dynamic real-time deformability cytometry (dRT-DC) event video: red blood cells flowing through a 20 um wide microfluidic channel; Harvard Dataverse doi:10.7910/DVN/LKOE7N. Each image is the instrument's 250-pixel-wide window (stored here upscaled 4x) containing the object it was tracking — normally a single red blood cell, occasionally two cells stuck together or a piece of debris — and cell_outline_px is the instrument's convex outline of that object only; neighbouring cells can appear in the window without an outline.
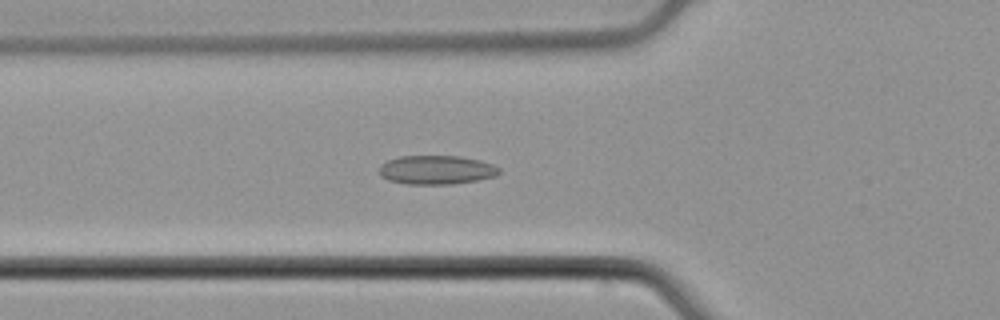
{"species": "common noctule bat (a hibernating species)", "species_latin": "Nyctalus noctula", "temperature_condition": "cold", "stored_images_in_passage": 41, "camera_frame_rate_fps": 3000, "um_per_image_px": 0.085, "animal": {"sex": "male", "body_mass_g": 21.5, "forearm_length_mm": 52.0}, "frame": {"image": 1, "passage_image": 14, "time_ms": 4.333, "image_size_px": [1000, 320], "cell_outline_px": [[500, 172], [496, 176], [476, 180], [452, 184], [408, 184], [388, 180], [380, 176], [380, 164], [388, 160], [400, 156], [460, 156], [480, 160], [492, 164], [500, 168]], "centroid_in_image_um": [37.09, 14.44], "position_along_channel_um": 88.7, "area_um2": 20.23}}
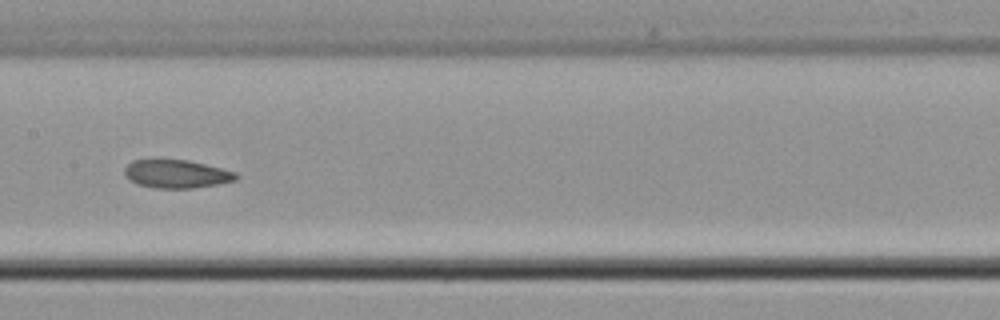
{"frame": {"image": 2, "passage_image": 22, "time_ms": 7.0, "image_size_px": [1000, 320], "cell_outline_px": [[240, 176], [236, 180], [216, 184], [192, 188], [156, 188], [136, 184], [124, 172], [124, 168], [132, 160], [152, 156], [188, 160], [236, 172]], "centroid_in_image_um": [14.95, 14.73], "position_along_channel_um": 192.5, "area_um2": 18.9}}
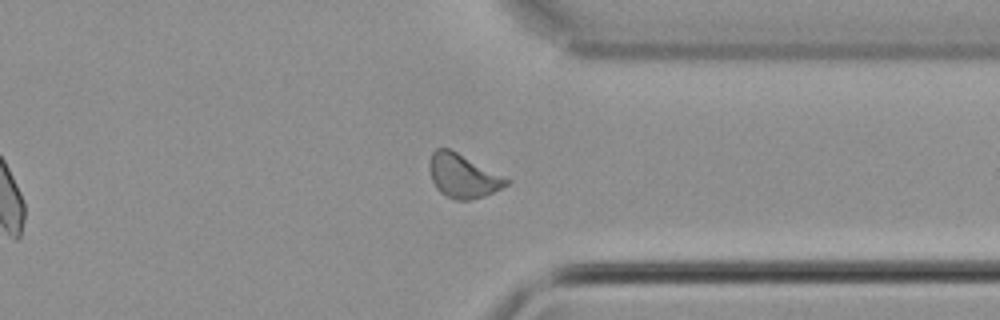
{"frame": {"image": 3, "passage_image": 36, "time_ms": 11.667, "image_size_px": [1000, 320], "cell_outline_px": [[512, 180], [508, 184], [484, 196], [472, 200], [456, 200], [440, 192], [436, 188], [432, 180], [428, 164], [428, 160], [432, 152], [436, 148], [448, 148]], "centroid_in_image_um": [39.32, 14.95], "position_along_channel_um": 372.1, "area_um2": 19.42}, "authors_computed_cell_mechanics": {"area_um2": 19.074, "velocity_mm_per_s": 3.8871, "shape_relaxation_time_tau1_ms": null, "shape_relaxation_time_tau2_ms": 3.0549, "deformation_change_tau1": null, "deformation_change_tau2": 0.0896}}